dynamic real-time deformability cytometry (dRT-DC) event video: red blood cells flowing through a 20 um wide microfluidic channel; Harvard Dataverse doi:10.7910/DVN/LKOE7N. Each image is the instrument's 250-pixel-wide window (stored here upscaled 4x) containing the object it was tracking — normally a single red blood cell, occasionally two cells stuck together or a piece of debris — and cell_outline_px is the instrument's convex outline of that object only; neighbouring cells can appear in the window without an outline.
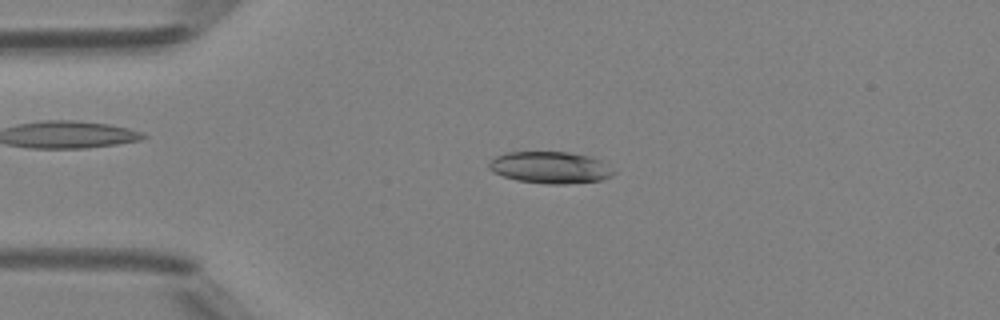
{"species": "Egyptian fruit bat (a non-hibernating species)", "species_latin": "Rousettus aegyptiacus", "temperature_condition": "room temperature", "stored_images_in_passage": 48, "camera_frame_rate_fps": 3000, "um_per_image_px": 0.085, "animal": {"sex": "female"}, "frame": {"image": 1, "passage_image": 11, "time_ms": 3.333, "image_size_px": [1000, 320], "cell_outline_px": [[616, 172], [612, 176], [600, 180], [564, 184], [548, 184], [516, 180], [492, 172], [488, 168], [488, 164], [496, 156], [508, 152], [568, 152], [588, 156], [600, 160]], "centroid_in_image_um": [46.75, 14.24], "position_along_channel_um": 38.2, "area_um2": 22.95}}
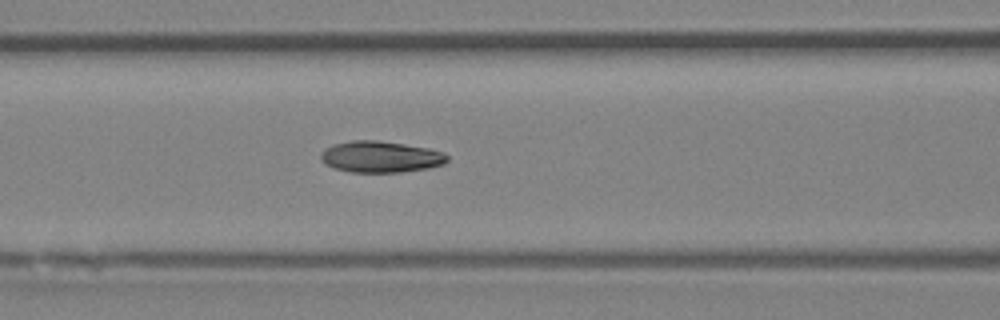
{"frame": {"image": 2, "passage_image": 20, "time_ms": 6.333, "image_size_px": [1000, 320], "cell_outline_px": [[448, 160], [444, 164], [428, 168], [400, 172], [352, 172], [336, 168], [320, 160], [320, 156], [324, 148], [332, 144], [352, 140], [380, 140], [428, 148], [444, 152], [448, 156]], "centroid_in_image_um": [32.36, 13.31], "position_along_channel_um": 134.2, "area_um2": 23.12}}
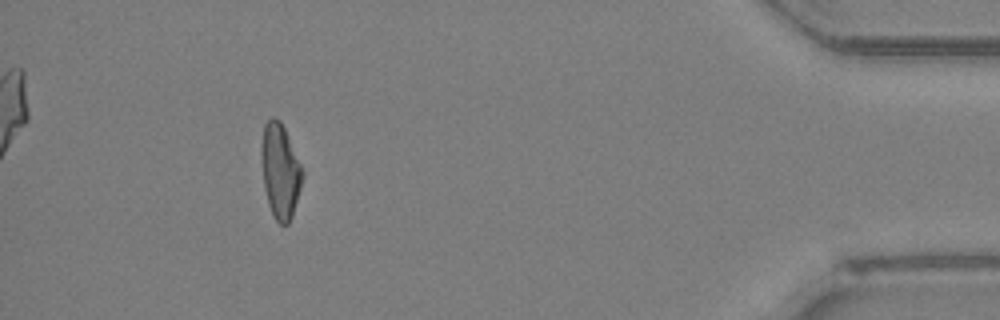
{"frame": {"image": 3, "passage_image": 44, "time_ms": 14.333, "image_size_px": [1000, 320], "cell_outline_px": [[304, 176], [292, 216], [288, 224], [280, 224], [272, 216], [268, 204], [264, 188], [260, 156], [260, 148], [264, 124], [272, 116], [280, 120], [288, 136], [304, 172]], "centroid_in_image_um": [23.8, 14.53], "position_along_channel_um": 411.4, "area_um2": 22.83}, "authors_computed_cell_mechanics": {"area_um2": 23.0622, "velocity_mm_per_s": 4.239, "shape_relaxation_time_tau1_ms": 8.9614, "shape_relaxation_time_tau2_ms": 2.3477, "deformation_change_tau1": 0.2289, "deformation_change_tau2": 0.086}}